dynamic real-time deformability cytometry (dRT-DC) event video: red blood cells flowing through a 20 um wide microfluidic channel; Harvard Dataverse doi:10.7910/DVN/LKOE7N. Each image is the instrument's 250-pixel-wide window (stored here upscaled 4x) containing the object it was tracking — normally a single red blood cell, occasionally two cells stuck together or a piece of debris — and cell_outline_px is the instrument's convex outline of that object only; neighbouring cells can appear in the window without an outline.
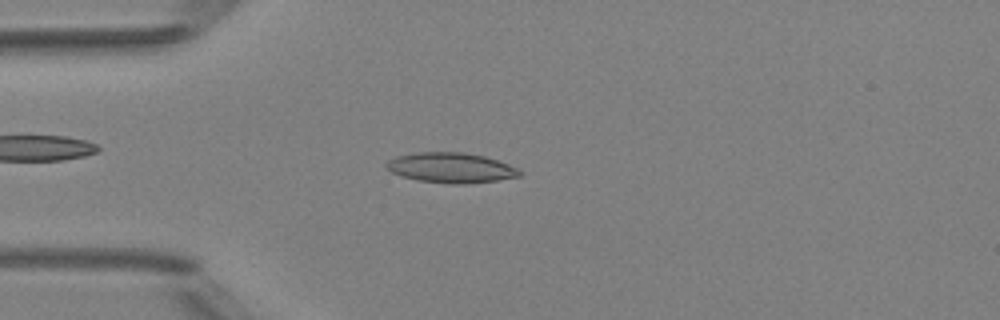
{"species": "Egyptian fruit bat (a non-hibernating species)", "species_latin": "Rousettus aegyptiacus", "temperature_condition": "room temperature", "stored_images_in_passage": 5, "camera_frame_rate_fps": 3000, "um_per_image_px": 0.085, "animal": {"sex": "female"}, "frame": {"image": 1, "passage_image": 4, "time_ms": 4.333, "image_size_px": [1000, 320], "cell_outline_px": [[524, 172], [520, 176], [496, 180], [464, 184], [452, 184], [420, 180], [400, 176], [384, 168], [384, 164], [388, 160], [396, 156], [416, 152], [464, 152], [484, 156], [508, 164]], "centroid_in_image_um": [38.29, 14.25], "position_along_channel_um": 46.7, "area_um2": 23.41}}